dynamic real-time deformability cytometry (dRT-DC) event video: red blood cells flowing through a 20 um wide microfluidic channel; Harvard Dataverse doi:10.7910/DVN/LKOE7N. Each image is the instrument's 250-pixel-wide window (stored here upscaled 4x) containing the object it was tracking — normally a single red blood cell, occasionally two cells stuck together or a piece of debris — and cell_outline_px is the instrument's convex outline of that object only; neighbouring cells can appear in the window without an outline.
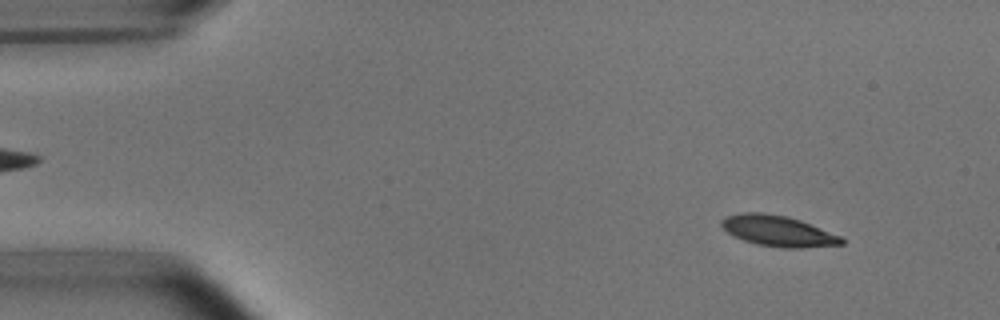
{"species": "common noctule bat (a hibernating species)", "species_latin": "Nyctalus noctula", "temperature_condition": "room temperature", "stored_images_in_passage": 53, "camera_frame_rate_fps": 3000, "um_per_image_px": 0.085, "animal": {"sex": "male", "body_mass_g": 15.6}, "frame": {"image": 1, "passage_image": 5, "time_ms": 1.333, "image_size_px": [1000, 320], "cell_outline_px": [[844, 244], [800, 248], [784, 248], [756, 244], [744, 240], [728, 232], [720, 224], [720, 220], [724, 216], [740, 212], [760, 212], [788, 216], [800, 220], [840, 236], [844, 240]], "centroid_in_image_um": [66.1, 19.62], "position_along_channel_um": 18.9, "area_um2": 21.44}}
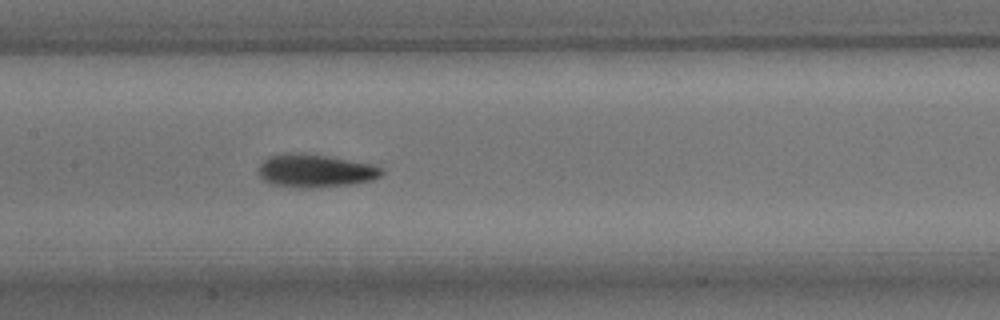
{"frame": {"image": 2, "passage_image": 25, "time_ms": 8.0, "image_size_px": [1000, 320], "cell_outline_px": [[384, 172], [380, 176], [372, 180], [352, 184], [312, 188], [300, 188], [272, 184], [264, 180], [260, 176], [256, 168], [268, 156], [288, 152], [304, 152], [328, 156], [372, 164], [384, 168]], "centroid_in_image_um": [26.78, 14.5], "position_along_channel_um": 180.6, "area_um2": 24.1}}
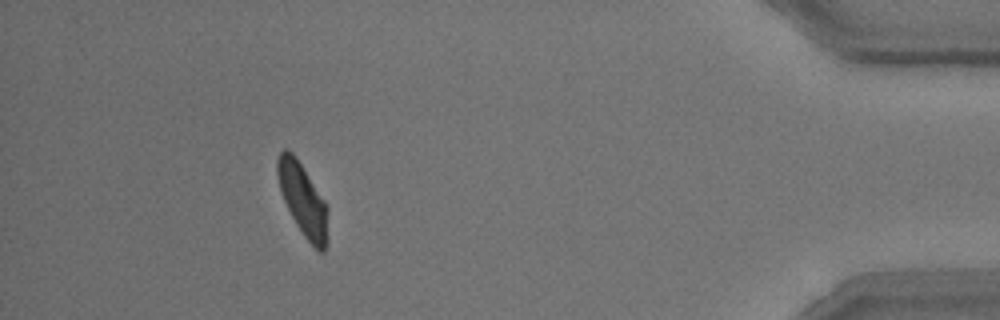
{"frame": {"image": 3, "passage_image": 48, "time_ms": 15.667, "image_size_px": [1000, 320], "cell_outline_px": [[328, 240], [324, 252], [320, 252], [304, 236], [296, 224], [280, 192], [276, 176], [276, 160], [280, 152], [284, 148], [288, 148], [296, 156], [328, 204]], "centroid_in_image_um": [25.75, 16.94], "position_along_channel_um": 409.4, "area_um2": 21.73}, "authors_computed_cell_mechanics": {"area_um2": 22.0796, "velocity_mm_per_s": 3.7284, "shape_relaxation_time_tau1_ms": 2.6041, "shape_relaxation_time_tau2_ms": 2.4326, "deformation_change_tau1": 0.1169, "deformation_change_tau2": 0.0674}}